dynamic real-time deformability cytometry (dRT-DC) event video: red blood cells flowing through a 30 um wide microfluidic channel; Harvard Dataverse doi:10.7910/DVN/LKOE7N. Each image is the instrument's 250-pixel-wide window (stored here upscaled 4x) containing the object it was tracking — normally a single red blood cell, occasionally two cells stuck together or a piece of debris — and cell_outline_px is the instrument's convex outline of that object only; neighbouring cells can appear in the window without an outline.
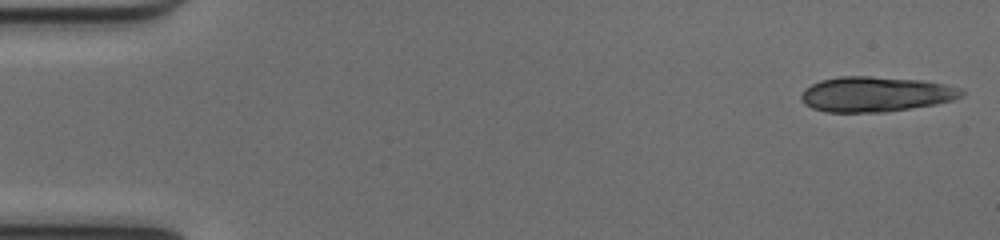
{"species": "common noctule bat (a hibernating species)", "species_latin": "Nyctalus noctula", "temperature_condition": "cold", "stored_images_in_passage": 47, "segment_of_instrument_passage": [1, 2], "camera_frame_rate_fps": 3000, "um_per_image_px": 0.085, "animal": {"sex": "female", "body_mass_g": 17.0, "forearm_length_mm": 48.0}, "frame": {"image": 1, "passage_image": 1, "time_ms": 0.0, "image_size_px": [1000, 240], "cell_outline_px": [[964, 92], [960, 96], [952, 100], [936, 104], [884, 112], [824, 112], [812, 108], [804, 104], [800, 100], [800, 96], [804, 88], [820, 80], [840, 76], [872, 76], [924, 80], [944, 84], [960, 88]], "centroid_in_image_um": [74.38, 8.0], "position_along_channel_um": 10.6, "area_um2": 33.0}}